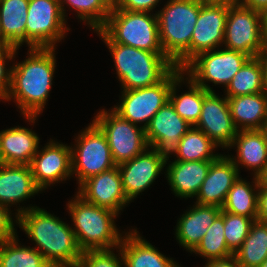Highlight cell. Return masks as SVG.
I'll return each mask as SVG.
<instances>
[{"instance_id": "cell-1", "label": "cell", "mask_w": 267, "mask_h": 267, "mask_svg": "<svg viewBox=\"0 0 267 267\" xmlns=\"http://www.w3.org/2000/svg\"><path fill=\"white\" fill-rule=\"evenodd\" d=\"M17 211L16 223L35 241L39 246L36 249L50 265L79 266L82 251L68 224L39 207H23Z\"/></svg>"}, {"instance_id": "cell-2", "label": "cell", "mask_w": 267, "mask_h": 267, "mask_svg": "<svg viewBox=\"0 0 267 267\" xmlns=\"http://www.w3.org/2000/svg\"><path fill=\"white\" fill-rule=\"evenodd\" d=\"M54 49L29 48L30 57L11 67V85L4 99L14 97L24 117L32 123L42 112L51 89L56 67Z\"/></svg>"}, {"instance_id": "cell-3", "label": "cell", "mask_w": 267, "mask_h": 267, "mask_svg": "<svg viewBox=\"0 0 267 267\" xmlns=\"http://www.w3.org/2000/svg\"><path fill=\"white\" fill-rule=\"evenodd\" d=\"M201 0H170L158 11L160 43L165 56L183 69L190 62V44Z\"/></svg>"}, {"instance_id": "cell-4", "label": "cell", "mask_w": 267, "mask_h": 267, "mask_svg": "<svg viewBox=\"0 0 267 267\" xmlns=\"http://www.w3.org/2000/svg\"><path fill=\"white\" fill-rule=\"evenodd\" d=\"M111 52L123 90L153 86L161 82L175 65L164 53L140 50L119 43H105Z\"/></svg>"}, {"instance_id": "cell-5", "label": "cell", "mask_w": 267, "mask_h": 267, "mask_svg": "<svg viewBox=\"0 0 267 267\" xmlns=\"http://www.w3.org/2000/svg\"><path fill=\"white\" fill-rule=\"evenodd\" d=\"M74 222V234L80 250H108L119 248L122 238L114 218L117 213L86 202L78 194L68 203Z\"/></svg>"}, {"instance_id": "cell-6", "label": "cell", "mask_w": 267, "mask_h": 267, "mask_svg": "<svg viewBox=\"0 0 267 267\" xmlns=\"http://www.w3.org/2000/svg\"><path fill=\"white\" fill-rule=\"evenodd\" d=\"M105 43H119L140 50L164 53L157 14L112 9L105 25L97 30Z\"/></svg>"}, {"instance_id": "cell-7", "label": "cell", "mask_w": 267, "mask_h": 267, "mask_svg": "<svg viewBox=\"0 0 267 267\" xmlns=\"http://www.w3.org/2000/svg\"><path fill=\"white\" fill-rule=\"evenodd\" d=\"M101 110L93 122L102 130L109 144L113 161L118 166L148 149L145 129L123 119L113 109Z\"/></svg>"}, {"instance_id": "cell-8", "label": "cell", "mask_w": 267, "mask_h": 267, "mask_svg": "<svg viewBox=\"0 0 267 267\" xmlns=\"http://www.w3.org/2000/svg\"><path fill=\"white\" fill-rule=\"evenodd\" d=\"M251 57L243 52L223 49L198 54L184 68L196 84L209 92H214L205 82L223 84L227 88L234 75ZM206 80V81H205Z\"/></svg>"}, {"instance_id": "cell-9", "label": "cell", "mask_w": 267, "mask_h": 267, "mask_svg": "<svg viewBox=\"0 0 267 267\" xmlns=\"http://www.w3.org/2000/svg\"><path fill=\"white\" fill-rule=\"evenodd\" d=\"M181 73L183 69L175 67L161 82L153 86L123 90L122 102L113 110L135 125L145 121L142 126L145 129L152 117L169 101L172 82Z\"/></svg>"}, {"instance_id": "cell-10", "label": "cell", "mask_w": 267, "mask_h": 267, "mask_svg": "<svg viewBox=\"0 0 267 267\" xmlns=\"http://www.w3.org/2000/svg\"><path fill=\"white\" fill-rule=\"evenodd\" d=\"M59 0H29L25 42L29 48H54L66 30Z\"/></svg>"}, {"instance_id": "cell-11", "label": "cell", "mask_w": 267, "mask_h": 267, "mask_svg": "<svg viewBox=\"0 0 267 267\" xmlns=\"http://www.w3.org/2000/svg\"><path fill=\"white\" fill-rule=\"evenodd\" d=\"M80 134L76 148L71 147L72 174L77 175L79 185L117 166L104 133L94 122Z\"/></svg>"}, {"instance_id": "cell-12", "label": "cell", "mask_w": 267, "mask_h": 267, "mask_svg": "<svg viewBox=\"0 0 267 267\" xmlns=\"http://www.w3.org/2000/svg\"><path fill=\"white\" fill-rule=\"evenodd\" d=\"M263 14L242 5L228 6L224 43L229 50L258 56L263 45Z\"/></svg>"}, {"instance_id": "cell-13", "label": "cell", "mask_w": 267, "mask_h": 267, "mask_svg": "<svg viewBox=\"0 0 267 267\" xmlns=\"http://www.w3.org/2000/svg\"><path fill=\"white\" fill-rule=\"evenodd\" d=\"M190 128L168 101L150 120L145 136L148 146L167 163L169 154H176L179 141Z\"/></svg>"}, {"instance_id": "cell-14", "label": "cell", "mask_w": 267, "mask_h": 267, "mask_svg": "<svg viewBox=\"0 0 267 267\" xmlns=\"http://www.w3.org/2000/svg\"><path fill=\"white\" fill-rule=\"evenodd\" d=\"M228 5L201 0V8L190 44V61L198 54L215 50L224 42Z\"/></svg>"}, {"instance_id": "cell-15", "label": "cell", "mask_w": 267, "mask_h": 267, "mask_svg": "<svg viewBox=\"0 0 267 267\" xmlns=\"http://www.w3.org/2000/svg\"><path fill=\"white\" fill-rule=\"evenodd\" d=\"M195 127L217 146L230 147L238 129L230 114L228 98H220L214 92H208L204 96L201 116Z\"/></svg>"}, {"instance_id": "cell-16", "label": "cell", "mask_w": 267, "mask_h": 267, "mask_svg": "<svg viewBox=\"0 0 267 267\" xmlns=\"http://www.w3.org/2000/svg\"><path fill=\"white\" fill-rule=\"evenodd\" d=\"M79 188L77 194L86 202L117 214L130 202L123 190L118 166L87 178Z\"/></svg>"}, {"instance_id": "cell-17", "label": "cell", "mask_w": 267, "mask_h": 267, "mask_svg": "<svg viewBox=\"0 0 267 267\" xmlns=\"http://www.w3.org/2000/svg\"><path fill=\"white\" fill-rule=\"evenodd\" d=\"M44 147L30 163L34 182L41 191L72 175L71 147L53 140Z\"/></svg>"}, {"instance_id": "cell-18", "label": "cell", "mask_w": 267, "mask_h": 267, "mask_svg": "<svg viewBox=\"0 0 267 267\" xmlns=\"http://www.w3.org/2000/svg\"><path fill=\"white\" fill-rule=\"evenodd\" d=\"M166 162L151 148L118 165L123 190L129 201L147 189L160 174Z\"/></svg>"}, {"instance_id": "cell-19", "label": "cell", "mask_w": 267, "mask_h": 267, "mask_svg": "<svg viewBox=\"0 0 267 267\" xmlns=\"http://www.w3.org/2000/svg\"><path fill=\"white\" fill-rule=\"evenodd\" d=\"M239 169L229 156L220 155L209 167L207 177L203 181L195 203L222 207L228 191L239 177Z\"/></svg>"}, {"instance_id": "cell-20", "label": "cell", "mask_w": 267, "mask_h": 267, "mask_svg": "<svg viewBox=\"0 0 267 267\" xmlns=\"http://www.w3.org/2000/svg\"><path fill=\"white\" fill-rule=\"evenodd\" d=\"M41 191L35 184L30 165L0 166V204L9 207Z\"/></svg>"}, {"instance_id": "cell-21", "label": "cell", "mask_w": 267, "mask_h": 267, "mask_svg": "<svg viewBox=\"0 0 267 267\" xmlns=\"http://www.w3.org/2000/svg\"><path fill=\"white\" fill-rule=\"evenodd\" d=\"M221 212V207L196 203L178 220L175 235L180 245L192 252Z\"/></svg>"}, {"instance_id": "cell-22", "label": "cell", "mask_w": 267, "mask_h": 267, "mask_svg": "<svg viewBox=\"0 0 267 267\" xmlns=\"http://www.w3.org/2000/svg\"><path fill=\"white\" fill-rule=\"evenodd\" d=\"M237 145V156L231 161L239 168V164L254 169V176L259 177L267 165V136L263 129L239 130L231 147ZM235 159V160H234ZM238 159V160H237Z\"/></svg>"}, {"instance_id": "cell-23", "label": "cell", "mask_w": 267, "mask_h": 267, "mask_svg": "<svg viewBox=\"0 0 267 267\" xmlns=\"http://www.w3.org/2000/svg\"><path fill=\"white\" fill-rule=\"evenodd\" d=\"M213 161L215 160H175L169 164L166 178H168L169 185L176 196L180 198L196 196Z\"/></svg>"}, {"instance_id": "cell-24", "label": "cell", "mask_w": 267, "mask_h": 267, "mask_svg": "<svg viewBox=\"0 0 267 267\" xmlns=\"http://www.w3.org/2000/svg\"><path fill=\"white\" fill-rule=\"evenodd\" d=\"M133 232H128L119 245V259L125 267H178L172 258L162 255L148 241L143 240L136 230Z\"/></svg>"}, {"instance_id": "cell-25", "label": "cell", "mask_w": 267, "mask_h": 267, "mask_svg": "<svg viewBox=\"0 0 267 267\" xmlns=\"http://www.w3.org/2000/svg\"><path fill=\"white\" fill-rule=\"evenodd\" d=\"M227 98L230 114L238 131L264 128L267 121L266 91Z\"/></svg>"}, {"instance_id": "cell-26", "label": "cell", "mask_w": 267, "mask_h": 267, "mask_svg": "<svg viewBox=\"0 0 267 267\" xmlns=\"http://www.w3.org/2000/svg\"><path fill=\"white\" fill-rule=\"evenodd\" d=\"M0 146L4 164L30 165L39 149V137L18 126L0 132Z\"/></svg>"}, {"instance_id": "cell-27", "label": "cell", "mask_w": 267, "mask_h": 267, "mask_svg": "<svg viewBox=\"0 0 267 267\" xmlns=\"http://www.w3.org/2000/svg\"><path fill=\"white\" fill-rule=\"evenodd\" d=\"M29 0H0L3 45L19 48L25 42Z\"/></svg>"}, {"instance_id": "cell-28", "label": "cell", "mask_w": 267, "mask_h": 267, "mask_svg": "<svg viewBox=\"0 0 267 267\" xmlns=\"http://www.w3.org/2000/svg\"><path fill=\"white\" fill-rule=\"evenodd\" d=\"M184 74L181 73L171 85L169 101L174 106L175 111L186 120L191 126H196L201 116V109L203 105L204 96L209 92L196 84L191 78L188 79V92L176 96V87L184 79Z\"/></svg>"}, {"instance_id": "cell-29", "label": "cell", "mask_w": 267, "mask_h": 267, "mask_svg": "<svg viewBox=\"0 0 267 267\" xmlns=\"http://www.w3.org/2000/svg\"><path fill=\"white\" fill-rule=\"evenodd\" d=\"M234 255L242 267H259L267 259V222L255 220Z\"/></svg>"}, {"instance_id": "cell-30", "label": "cell", "mask_w": 267, "mask_h": 267, "mask_svg": "<svg viewBox=\"0 0 267 267\" xmlns=\"http://www.w3.org/2000/svg\"><path fill=\"white\" fill-rule=\"evenodd\" d=\"M217 145L200 129L191 127L177 146V160L203 161L216 160L220 154H213Z\"/></svg>"}, {"instance_id": "cell-31", "label": "cell", "mask_w": 267, "mask_h": 267, "mask_svg": "<svg viewBox=\"0 0 267 267\" xmlns=\"http://www.w3.org/2000/svg\"><path fill=\"white\" fill-rule=\"evenodd\" d=\"M226 90V97L265 92L263 70L259 59L250 58L234 75Z\"/></svg>"}, {"instance_id": "cell-32", "label": "cell", "mask_w": 267, "mask_h": 267, "mask_svg": "<svg viewBox=\"0 0 267 267\" xmlns=\"http://www.w3.org/2000/svg\"><path fill=\"white\" fill-rule=\"evenodd\" d=\"M254 190L248 182L238 177L228 191L221 210L257 220L258 192L254 193Z\"/></svg>"}, {"instance_id": "cell-33", "label": "cell", "mask_w": 267, "mask_h": 267, "mask_svg": "<svg viewBox=\"0 0 267 267\" xmlns=\"http://www.w3.org/2000/svg\"><path fill=\"white\" fill-rule=\"evenodd\" d=\"M36 249L19 246L16 236L0 243V267H48Z\"/></svg>"}, {"instance_id": "cell-34", "label": "cell", "mask_w": 267, "mask_h": 267, "mask_svg": "<svg viewBox=\"0 0 267 267\" xmlns=\"http://www.w3.org/2000/svg\"><path fill=\"white\" fill-rule=\"evenodd\" d=\"M63 16L65 4L77 11L80 20L87 22L94 30H100L106 23L113 7V0H59Z\"/></svg>"}, {"instance_id": "cell-35", "label": "cell", "mask_w": 267, "mask_h": 267, "mask_svg": "<svg viewBox=\"0 0 267 267\" xmlns=\"http://www.w3.org/2000/svg\"><path fill=\"white\" fill-rule=\"evenodd\" d=\"M207 258V261L225 258L233 253L228 249L224 237V211L207 228L201 242L192 251Z\"/></svg>"}, {"instance_id": "cell-36", "label": "cell", "mask_w": 267, "mask_h": 267, "mask_svg": "<svg viewBox=\"0 0 267 267\" xmlns=\"http://www.w3.org/2000/svg\"><path fill=\"white\" fill-rule=\"evenodd\" d=\"M252 218L224 212V237L228 249L234 254L248 236Z\"/></svg>"}, {"instance_id": "cell-37", "label": "cell", "mask_w": 267, "mask_h": 267, "mask_svg": "<svg viewBox=\"0 0 267 267\" xmlns=\"http://www.w3.org/2000/svg\"><path fill=\"white\" fill-rule=\"evenodd\" d=\"M117 256L108 250L83 251L78 267H122Z\"/></svg>"}, {"instance_id": "cell-38", "label": "cell", "mask_w": 267, "mask_h": 267, "mask_svg": "<svg viewBox=\"0 0 267 267\" xmlns=\"http://www.w3.org/2000/svg\"><path fill=\"white\" fill-rule=\"evenodd\" d=\"M18 48L12 45H0V98L4 99L11 85L12 68L6 69L5 60H11ZM7 70V71H6Z\"/></svg>"}, {"instance_id": "cell-39", "label": "cell", "mask_w": 267, "mask_h": 267, "mask_svg": "<svg viewBox=\"0 0 267 267\" xmlns=\"http://www.w3.org/2000/svg\"><path fill=\"white\" fill-rule=\"evenodd\" d=\"M158 2L159 0H113L112 9L149 13L155 8Z\"/></svg>"}, {"instance_id": "cell-40", "label": "cell", "mask_w": 267, "mask_h": 267, "mask_svg": "<svg viewBox=\"0 0 267 267\" xmlns=\"http://www.w3.org/2000/svg\"><path fill=\"white\" fill-rule=\"evenodd\" d=\"M8 207L0 204V243L17 235Z\"/></svg>"}, {"instance_id": "cell-41", "label": "cell", "mask_w": 267, "mask_h": 267, "mask_svg": "<svg viewBox=\"0 0 267 267\" xmlns=\"http://www.w3.org/2000/svg\"><path fill=\"white\" fill-rule=\"evenodd\" d=\"M253 183L258 191L257 220L267 222V186H259V178L255 176Z\"/></svg>"}, {"instance_id": "cell-42", "label": "cell", "mask_w": 267, "mask_h": 267, "mask_svg": "<svg viewBox=\"0 0 267 267\" xmlns=\"http://www.w3.org/2000/svg\"><path fill=\"white\" fill-rule=\"evenodd\" d=\"M205 267H242L237 261L234 254L231 256L210 260Z\"/></svg>"}, {"instance_id": "cell-43", "label": "cell", "mask_w": 267, "mask_h": 267, "mask_svg": "<svg viewBox=\"0 0 267 267\" xmlns=\"http://www.w3.org/2000/svg\"><path fill=\"white\" fill-rule=\"evenodd\" d=\"M240 5L250 8L261 14L267 13V0H240Z\"/></svg>"}, {"instance_id": "cell-44", "label": "cell", "mask_w": 267, "mask_h": 267, "mask_svg": "<svg viewBox=\"0 0 267 267\" xmlns=\"http://www.w3.org/2000/svg\"><path fill=\"white\" fill-rule=\"evenodd\" d=\"M257 58L259 59L262 66L264 88L267 92V46L262 47V49L259 51Z\"/></svg>"}, {"instance_id": "cell-45", "label": "cell", "mask_w": 267, "mask_h": 267, "mask_svg": "<svg viewBox=\"0 0 267 267\" xmlns=\"http://www.w3.org/2000/svg\"><path fill=\"white\" fill-rule=\"evenodd\" d=\"M210 4H225L228 6L240 5V0H203Z\"/></svg>"}, {"instance_id": "cell-46", "label": "cell", "mask_w": 267, "mask_h": 267, "mask_svg": "<svg viewBox=\"0 0 267 267\" xmlns=\"http://www.w3.org/2000/svg\"><path fill=\"white\" fill-rule=\"evenodd\" d=\"M263 45L267 46V13L263 14Z\"/></svg>"}, {"instance_id": "cell-47", "label": "cell", "mask_w": 267, "mask_h": 267, "mask_svg": "<svg viewBox=\"0 0 267 267\" xmlns=\"http://www.w3.org/2000/svg\"><path fill=\"white\" fill-rule=\"evenodd\" d=\"M258 178H259V186H267V165L263 173Z\"/></svg>"}, {"instance_id": "cell-48", "label": "cell", "mask_w": 267, "mask_h": 267, "mask_svg": "<svg viewBox=\"0 0 267 267\" xmlns=\"http://www.w3.org/2000/svg\"><path fill=\"white\" fill-rule=\"evenodd\" d=\"M0 45H3V35L1 30V24H0Z\"/></svg>"}, {"instance_id": "cell-49", "label": "cell", "mask_w": 267, "mask_h": 267, "mask_svg": "<svg viewBox=\"0 0 267 267\" xmlns=\"http://www.w3.org/2000/svg\"><path fill=\"white\" fill-rule=\"evenodd\" d=\"M4 164L3 162V156H2V153H1V146H0V166Z\"/></svg>"}, {"instance_id": "cell-50", "label": "cell", "mask_w": 267, "mask_h": 267, "mask_svg": "<svg viewBox=\"0 0 267 267\" xmlns=\"http://www.w3.org/2000/svg\"><path fill=\"white\" fill-rule=\"evenodd\" d=\"M259 267H267V259Z\"/></svg>"}, {"instance_id": "cell-51", "label": "cell", "mask_w": 267, "mask_h": 267, "mask_svg": "<svg viewBox=\"0 0 267 267\" xmlns=\"http://www.w3.org/2000/svg\"><path fill=\"white\" fill-rule=\"evenodd\" d=\"M263 130L265 131L266 136H267V121H266V123H265V126H264Z\"/></svg>"}]
</instances>
